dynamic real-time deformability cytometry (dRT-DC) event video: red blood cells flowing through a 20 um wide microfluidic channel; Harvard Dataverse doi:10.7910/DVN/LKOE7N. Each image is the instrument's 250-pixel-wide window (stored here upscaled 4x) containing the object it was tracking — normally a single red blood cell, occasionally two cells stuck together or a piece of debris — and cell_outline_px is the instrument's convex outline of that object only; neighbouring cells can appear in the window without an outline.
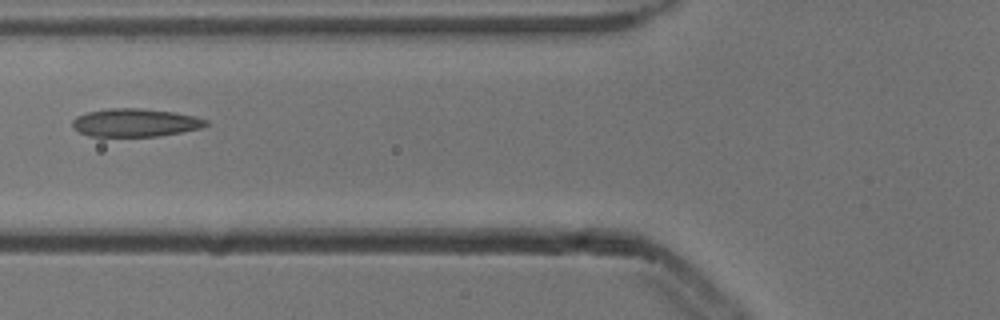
{"species": "common noctule bat (a hibernating species)", "species_latin": "Nyctalus noctula", "temperature_condition": "cold", "stored_images_in_passage": 4, "camera_frame_rate_fps": 3000, "um_per_image_px": 0.085, "animal": {"sex": "male", "body_mass_g": 13.3}, "frame": {"image": 1, "passage_image": 4, "time_ms": 1.0, "image_size_px": [1000, 320], "cell_outline_px": [[208, 124], [204, 128], [156, 136], [88, 136], [72, 128], [72, 120], [76, 116], [88, 112], [108, 108], [140, 108], [172, 112], [192, 116], [208, 120]], "centroid_in_image_um": [11.47, 10.42], "position_along_channel_um": 114.3, "area_um2": 21.79}}